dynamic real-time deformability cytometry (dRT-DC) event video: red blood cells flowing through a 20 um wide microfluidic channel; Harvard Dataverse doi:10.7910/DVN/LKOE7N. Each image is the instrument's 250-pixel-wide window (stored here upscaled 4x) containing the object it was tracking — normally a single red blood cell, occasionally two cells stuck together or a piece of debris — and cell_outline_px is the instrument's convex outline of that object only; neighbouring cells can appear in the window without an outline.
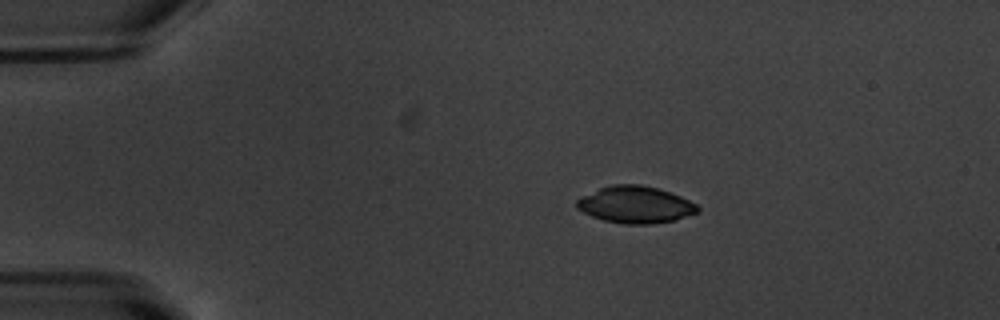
{"species": "common noctule bat (a hibernating species)", "species_latin": "Nyctalus noctula", "temperature_condition": "warm", "stored_images_in_passage": 44, "camera_frame_rate_fps": 3000, "um_per_image_px": 0.085, "animal": {"sex": "male", "body_mass_g": 20.1, "forearm_length_mm": 53.5}, "frame": {"image": 1, "passage_image": 1, "time_ms": 0.0, "image_size_px": [1000, 320], "cell_outline_px": [[700, 212], [676, 220], [652, 224], [624, 224], [604, 220], [592, 216], [576, 208], [576, 200], [580, 196], [600, 188], [612, 184], [640, 184], [656, 188], [680, 196], [696, 204], [700, 208]], "centroid_in_image_um": [54.01, 17.4], "position_along_channel_um": 31.0, "area_um2": 26.07}}
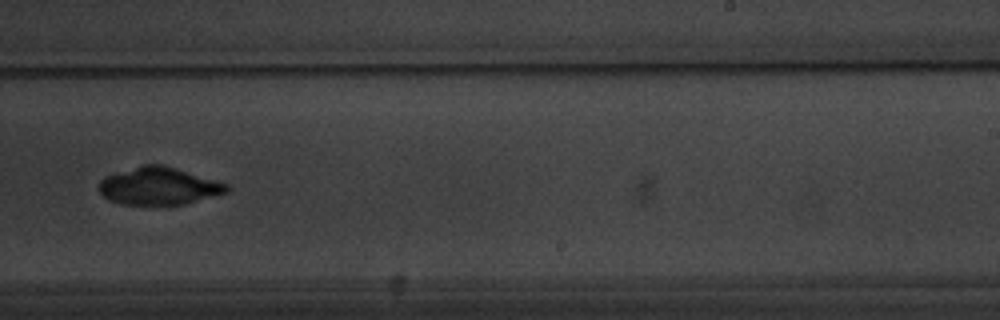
{"frame": {"image": 2, "passage_image": 25, "time_ms": 8.0, "image_size_px": [1000, 320], "cell_outline_px": [[232, 188], [228, 192], [184, 204], [120, 204], [108, 200], [100, 192], [100, 180], [104, 176], [144, 164], [160, 164], [176, 168], [228, 184]], "centroid_in_image_um": [13.5, 15.81], "position_along_channel_um": 275.5, "area_um2": 27.69}}
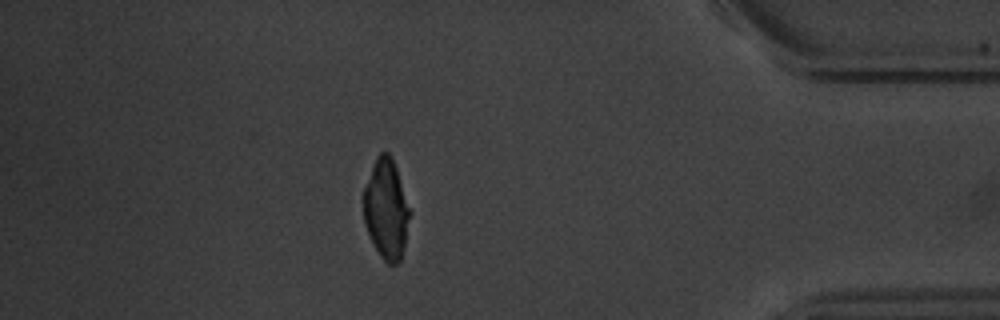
{"frame": {"image": 3, "passage_image": 38, "time_ms": 12.333, "image_size_px": [1000, 320], "cell_outline_px": [[412, 212], [400, 260], [396, 264], [388, 264], [380, 256], [364, 224], [364, 188], [376, 156], [380, 152], [388, 152], [392, 156]], "centroid_in_image_um": [32.85, 17.75], "position_along_channel_um": 402.4, "area_um2": 26.88}, "authors_computed_cell_mechanics": {"area_um2": 28.5243, "velocity_mm_per_s": 3.7664, "shape_relaxation_time_tau1_ms": 8.4983, "shape_relaxation_time_tau2_ms": 5.9048, "deformation_change_tau1": 0.2791, "deformation_change_tau2": 0.0571}}